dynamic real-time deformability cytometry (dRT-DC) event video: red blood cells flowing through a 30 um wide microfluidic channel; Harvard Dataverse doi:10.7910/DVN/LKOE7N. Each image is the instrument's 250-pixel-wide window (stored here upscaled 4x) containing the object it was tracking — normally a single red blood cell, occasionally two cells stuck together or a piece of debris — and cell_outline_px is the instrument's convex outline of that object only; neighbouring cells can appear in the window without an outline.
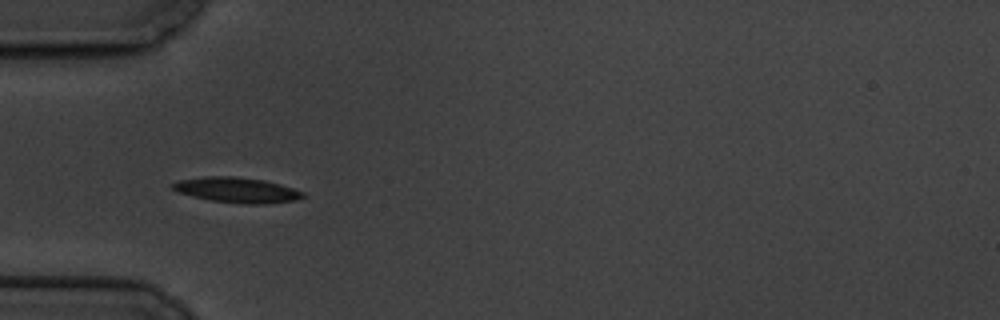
{"species": "common noctule bat (a hibernating species)", "species_latin": "Nyctalus noctula", "temperature_condition": "cold", "stored_images_in_passage": 10, "camera_frame_rate_fps": 3000, "um_per_image_px": 0.085, "animal": {"sex": "male", "body_mass_g": 19.5, "forearm_length_mm": 54.6}, "frame": {"image": 1, "passage_image": 6, "time_ms": 5.667, "image_size_px": [1000, 320], "cell_outline_px": [[304, 196], [296, 200], [268, 204], [244, 204], [212, 200], [192, 196], [176, 192], [168, 184], [176, 180], [204, 176], [232, 176], [264, 180], [280, 184], [304, 192]], "centroid_in_image_um": [20.08, 16.14], "position_along_channel_um": 64.9, "area_um2": 19.36}}
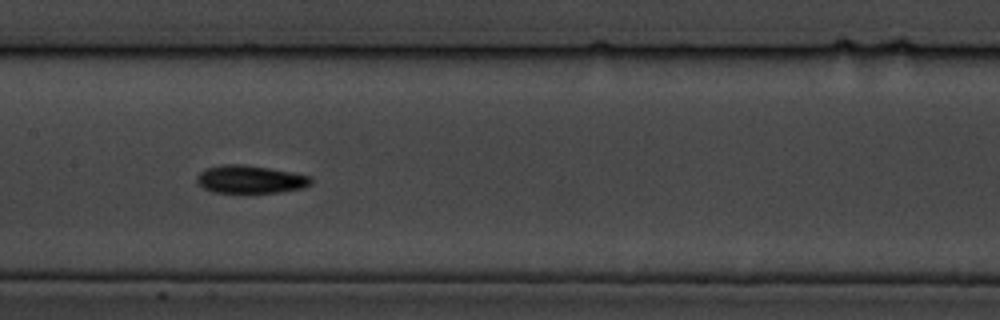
{"frame": {"image": 2, "passage_image": 9, "time_ms": 9.333, "image_size_px": [1000, 320], "cell_outline_px": [[312, 184], [304, 188], [280, 192], [212, 192], [204, 188], [196, 180], [196, 176], [204, 168], [220, 164], [244, 164], [292, 172], [312, 176]], "centroid_in_image_um": [21.28, 15.23], "position_along_channel_um": 186.1, "area_um2": 18.67}}
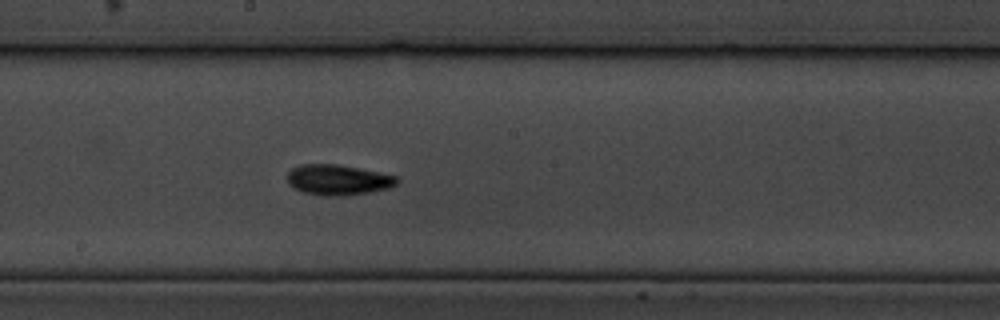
{"frame": {"image": 3, "passage_image": 10, "time_ms": 10.333, "image_size_px": [1000, 320], "cell_outline_px": [[400, 180], [396, 184], [388, 188], [368, 192], [344, 196], [324, 196], [304, 192], [292, 188], [288, 184], [288, 172], [292, 168], [300, 164], [336, 164], [360, 168], [396, 176]], "centroid_in_image_um": [28.7, 15.29], "position_along_channel_um": 219.5, "area_um2": 19.48}}